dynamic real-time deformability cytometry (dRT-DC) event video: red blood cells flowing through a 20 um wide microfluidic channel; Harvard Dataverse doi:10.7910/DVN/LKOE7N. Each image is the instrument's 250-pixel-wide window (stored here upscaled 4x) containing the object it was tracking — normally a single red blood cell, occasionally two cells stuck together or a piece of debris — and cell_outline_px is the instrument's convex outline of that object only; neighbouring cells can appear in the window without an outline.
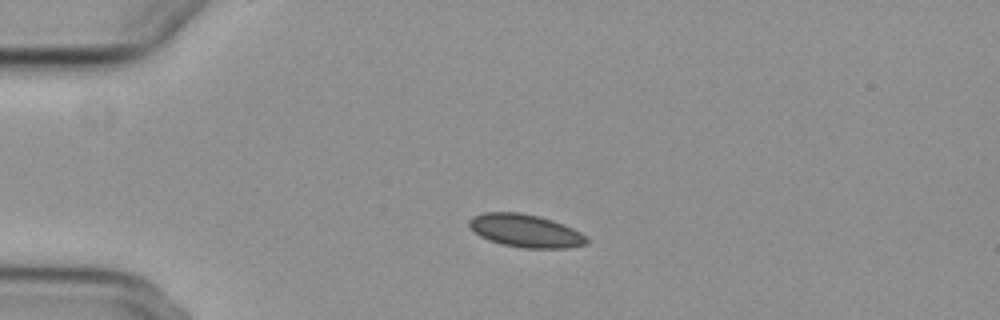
{"species": "common noctule bat (a hibernating species)", "species_latin": "Nyctalus noctula", "temperature_condition": "cold", "stored_images_in_passage": 8, "camera_frame_rate_fps": 3000, "um_per_image_px": 0.085, "animal": {"sex": "female", "body_mass_g": 29.2, "forearm_length_mm": 56.3}, "frame": {"image": 1, "passage_image": 2, "time_ms": 1.0, "image_size_px": [1000, 320], "cell_outline_px": [[588, 244], [568, 248], [524, 248], [500, 244], [488, 240], [480, 236], [468, 224], [468, 220], [472, 216], [484, 212], [520, 212], [540, 216], [564, 224], [588, 236]], "centroid_in_image_um": [44.69, 19.61], "position_along_channel_um": 40.3, "area_um2": 22.77}}
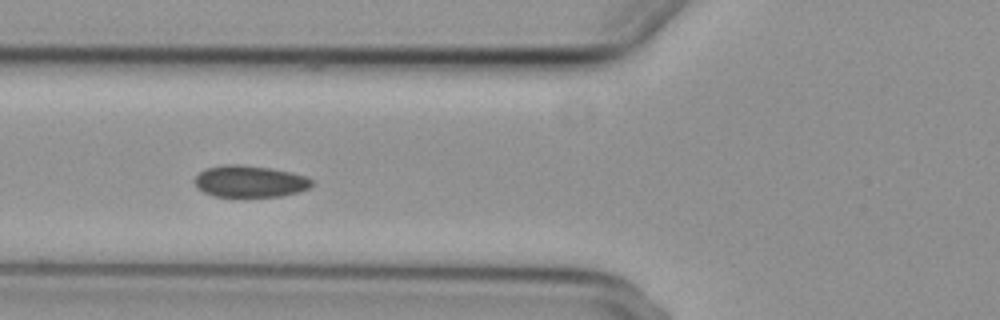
{"frame": {"image": 2, "passage_image": 4, "time_ms": 3.667, "image_size_px": [1000, 320], "cell_outline_px": [[312, 184], [308, 188], [300, 192], [280, 196], [212, 196], [196, 188], [196, 176], [200, 172], [208, 168], [224, 164], [240, 164], [272, 168], [292, 172], [308, 176], [312, 180]], "centroid_in_image_um": [21.27, 15.41], "position_along_channel_um": 104.5, "area_um2": 21.68}}
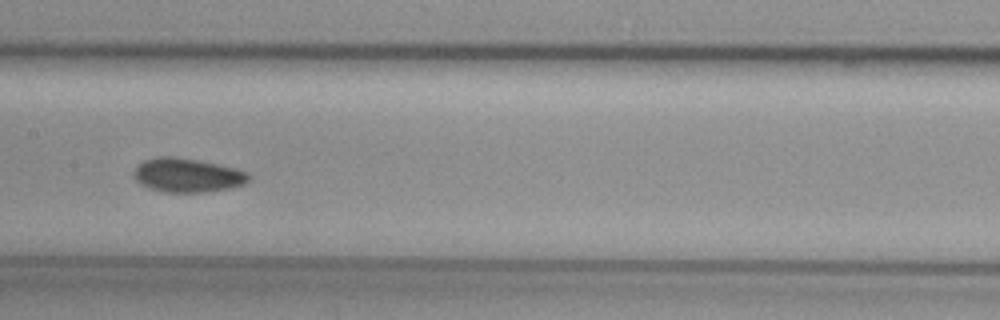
{"frame": {"image": 3, "passage_image": 6, "time_ms": 6.0, "image_size_px": [1000, 320], "cell_outline_px": [[252, 176], [244, 184], [228, 188], [204, 192], [164, 192], [148, 188], [140, 184], [132, 176], [132, 172], [144, 160], [160, 156], [172, 156], [196, 160], [236, 168], [248, 172]], "centroid_in_image_um": [15.91, 14.9], "position_along_channel_um": 191.5, "area_um2": 22.72}}